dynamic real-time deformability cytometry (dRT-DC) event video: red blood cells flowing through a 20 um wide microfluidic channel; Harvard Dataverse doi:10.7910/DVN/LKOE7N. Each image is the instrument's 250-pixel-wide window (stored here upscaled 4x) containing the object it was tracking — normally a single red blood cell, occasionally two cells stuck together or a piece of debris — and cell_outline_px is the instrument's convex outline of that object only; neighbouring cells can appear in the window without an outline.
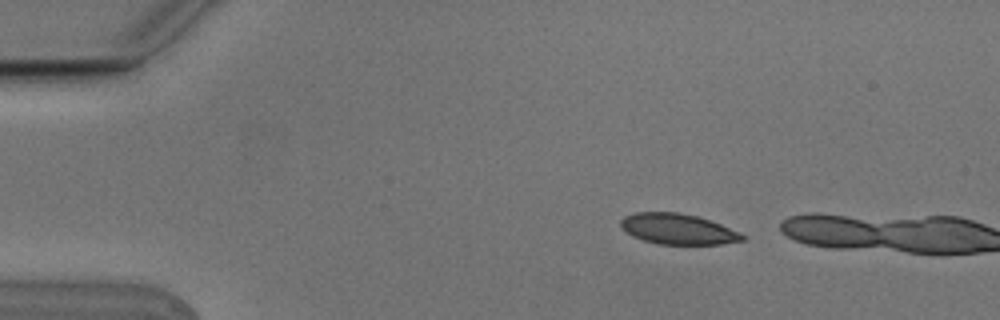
{"species": "Egyptian fruit bat (a non-hibernating species)", "species_latin": "Rousettus aegyptiacus", "temperature_condition": "cold", "stored_images_in_passage": 3, "camera_frame_rate_fps": 3000, "um_per_image_px": 0.085, "animal": {"sex": "male"}, "frame": {"image": 1, "passage_image": 2, "time_ms": 0.333, "image_size_px": [1000, 320], "cell_outline_px": [[744, 240], [720, 244], [656, 244], [632, 236], [620, 224], [620, 220], [624, 216], [636, 212], [680, 212], [696, 216], [720, 224], [740, 232], [744, 236]], "centroid_in_image_um": [57.6, 19.46], "position_along_channel_um": 27.4, "area_um2": 21.5}}